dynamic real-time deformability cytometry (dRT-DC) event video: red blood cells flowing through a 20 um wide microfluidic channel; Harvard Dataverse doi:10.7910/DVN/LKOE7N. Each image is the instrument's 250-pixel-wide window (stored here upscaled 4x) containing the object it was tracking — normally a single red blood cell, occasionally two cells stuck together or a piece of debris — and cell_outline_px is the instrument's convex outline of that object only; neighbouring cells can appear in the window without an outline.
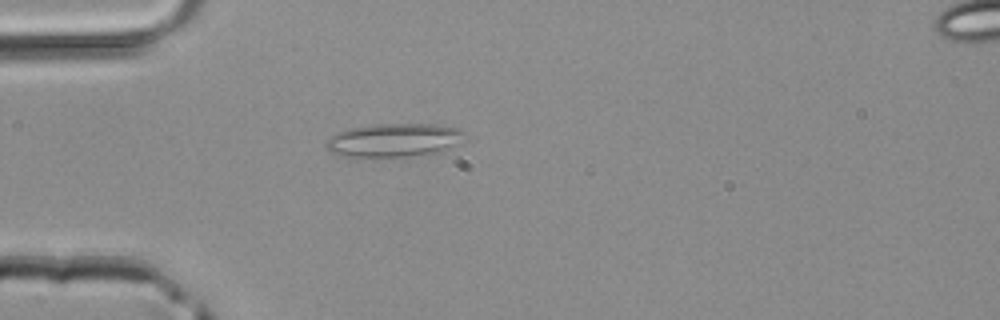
{"species": "common noctule bat (a hibernating species)", "species_latin": "Nyctalus noctula", "temperature_condition": "room temperature", "stored_images_in_passage": 36, "camera_frame_rate_fps": 3000, "um_per_image_px": 0.085, "animal": {"sex": "male", "body_mass_g": 20.4}, "frame": {"image": 1, "passage_image": 4, "time_ms": 1.0, "image_size_px": [1000, 320], "cell_outline_px": [[464, 132], [456, 144], [444, 152], [408, 156], [340, 156], [332, 152], [324, 144], [336, 132], [348, 128], [372, 124], [436, 124], [460, 128]], "centroid_in_image_um": [33.48, 11.9], "position_along_channel_um": 51.5, "area_um2": 26.93}}
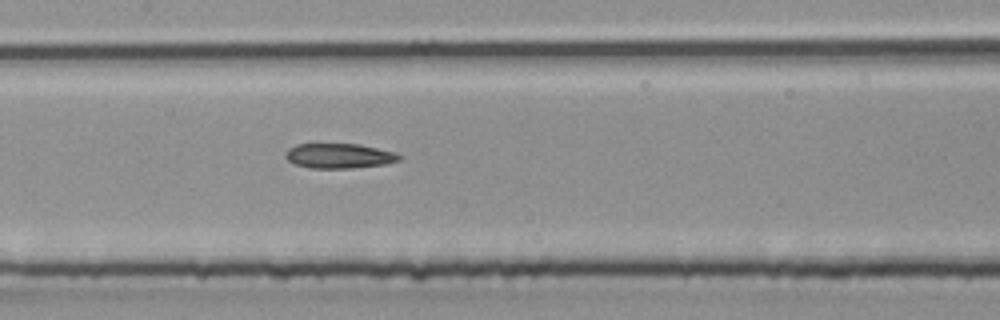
{"frame": {"image": 2, "passage_image": 13, "time_ms": 4.0, "image_size_px": [1000, 320], "cell_outline_px": [[400, 160], [388, 164], [352, 168], [308, 168], [296, 164], [288, 160], [284, 156], [284, 152], [288, 148], [296, 144], [360, 144], [396, 152], [400, 156]], "centroid_in_image_um": [28.82, 13.25], "position_along_channel_um": 178.6, "area_um2": 16.65}}
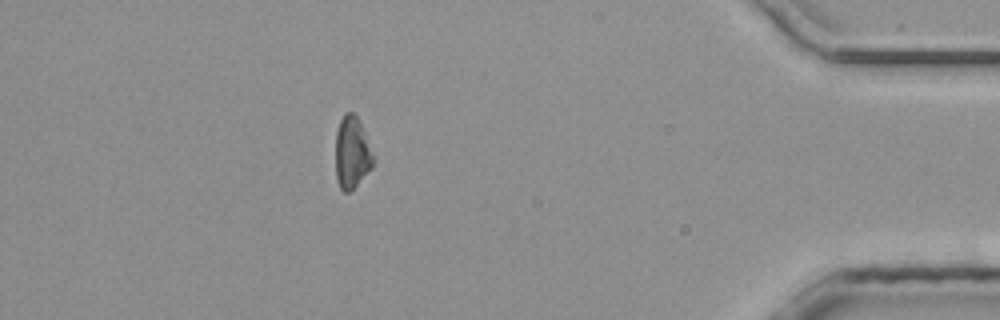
{"frame": {"image": 3, "passage_image": 31, "time_ms": 10.0, "image_size_px": [1000, 320], "cell_outline_px": [[376, 160], [372, 168], [348, 192], [344, 192], [340, 188], [336, 180], [336, 132], [340, 120], [344, 112], [352, 112], [356, 116], [376, 156]], "centroid_in_image_um": [29.93, 12.97], "position_along_channel_um": 405.3, "area_um2": 15.9}}